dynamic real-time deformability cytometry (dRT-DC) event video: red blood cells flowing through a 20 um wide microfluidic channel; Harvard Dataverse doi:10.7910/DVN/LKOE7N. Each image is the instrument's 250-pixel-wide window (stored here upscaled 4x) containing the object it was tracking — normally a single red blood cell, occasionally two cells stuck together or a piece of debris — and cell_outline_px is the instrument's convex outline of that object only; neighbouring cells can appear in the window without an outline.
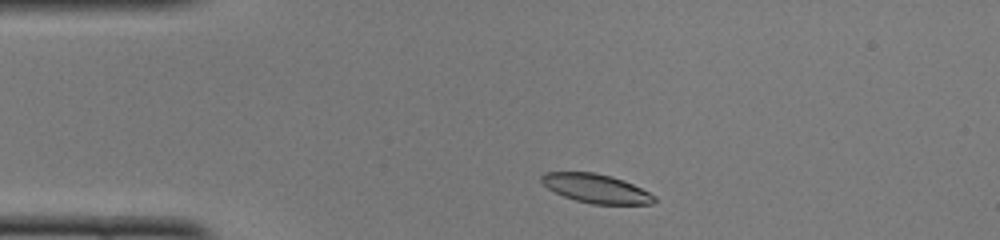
{"species": "common noctule bat (a hibernating species)", "species_latin": "Nyctalus noctula", "temperature_condition": "cold", "stored_images_in_passage": 43, "camera_frame_rate_fps": 3000, "um_per_image_px": 0.085, "animal": {"sex": "female", "body_mass_g": 22.0, "forearm_length_mm": 56.7}, "frame": {"image": 1, "passage_image": 3, "time_ms": 0.667, "image_size_px": [1000, 240], "cell_outline_px": [[656, 200], [652, 204], [592, 204], [576, 200], [564, 196], [548, 188], [540, 180], [540, 176], [544, 172], [592, 172], [612, 176], [624, 180], [656, 196]], "centroid_in_image_um": [50.66, 16.01], "position_along_channel_um": 34.3, "area_um2": 18.9}}
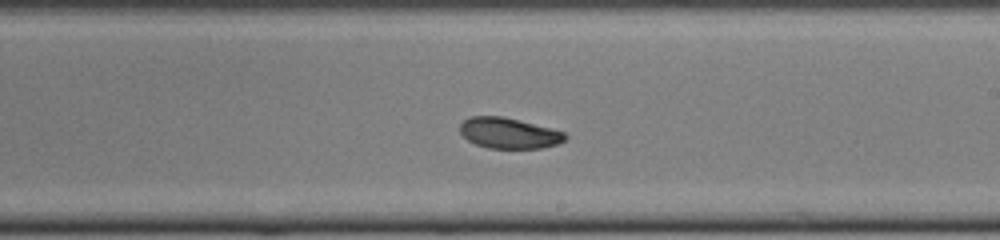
{"frame": {"image": 2, "passage_image": 22, "time_ms": 7.0, "image_size_px": [1000, 240], "cell_outline_px": [[568, 136], [564, 140], [556, 144], [540, 148], [488, 148], [476, 144], [468, 140], [460, 132], [460, 124], [464, 120], [472, 116], [504, 116], [564, 132]], "centroid_in_image_um": [43.23, 11.31], "position_along_channel_um": 245.8, "area_um2": 18.61}}
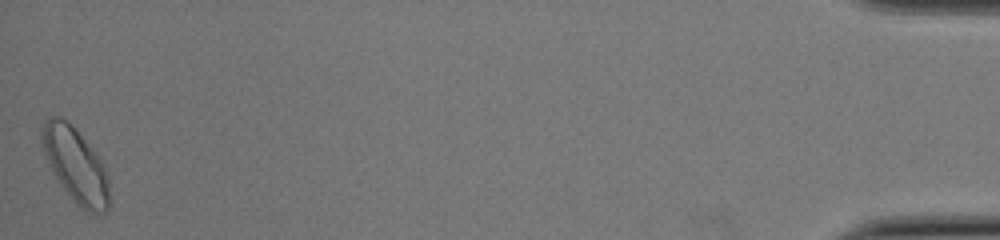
{"frame": {"image": 3, "passage_image": 43, "time_ms": 14.0, "image_size_px": [1000, 240], "cell_outline_px": [[108, 208], [100, 216], [96, 216], [80, 208], [72, 200], [48, 164], [44, 152], [40, 136], [40, 132], [48, 116], [60, 116], [84, 140], [100, 160], [104, 168], [108, 180]], "centroid_in_image_um": [6.41, 14.09], "position_along_channel_um": 428.8, "area_um2": 28.55}, "authors_computed_cell_mechanics": {"area_um2": 19.7676, "velocity_mm_per_s": 3.9388, "shape_relaxation_time_tau1_ms": 3.3759, "shape_relaxation_time_tau2_ms": 7.9998, "deformation_change_tau1": 0.0924, "deformation_change_tau2": 0.1175}}